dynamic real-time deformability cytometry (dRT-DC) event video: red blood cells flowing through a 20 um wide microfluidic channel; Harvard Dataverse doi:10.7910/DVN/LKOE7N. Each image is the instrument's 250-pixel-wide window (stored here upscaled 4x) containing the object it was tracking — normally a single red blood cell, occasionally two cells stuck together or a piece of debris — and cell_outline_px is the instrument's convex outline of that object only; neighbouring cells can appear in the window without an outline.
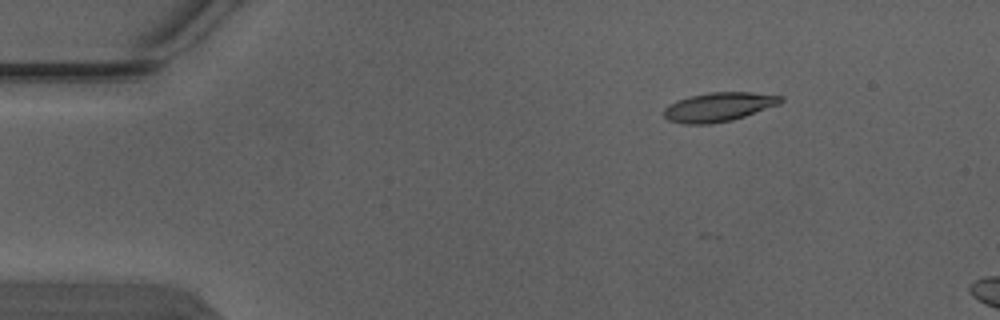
{"species": "Egyptian fruit bat (a non-hibernating species)", "species_latin": "Rousettus aegyptiacus", "temperature_condition": "warm", "stored_images_in_passage": 5, "camera_frame_rate_fps": 3000, "um_per_image_px": 0.085, "animal": {"sex": "male"}, "frame": {"image": 1, "passage_image": 3, "time_ms": 0.667, "image_size_px": [1000, 320], "cell_outline_px": [[784, 100], [780, 104], [732, 120], [712, 124], [684, 124], [668, 120], [664, 116], [664, 108], [668, 104], [676, 100], [688, 96], [708, 92], [752, 92], [784, 96]], "centroid_in_image_um": [61.08, 9.08], "position_along_channel_um": 23.9, "area_um2": 20.0}}